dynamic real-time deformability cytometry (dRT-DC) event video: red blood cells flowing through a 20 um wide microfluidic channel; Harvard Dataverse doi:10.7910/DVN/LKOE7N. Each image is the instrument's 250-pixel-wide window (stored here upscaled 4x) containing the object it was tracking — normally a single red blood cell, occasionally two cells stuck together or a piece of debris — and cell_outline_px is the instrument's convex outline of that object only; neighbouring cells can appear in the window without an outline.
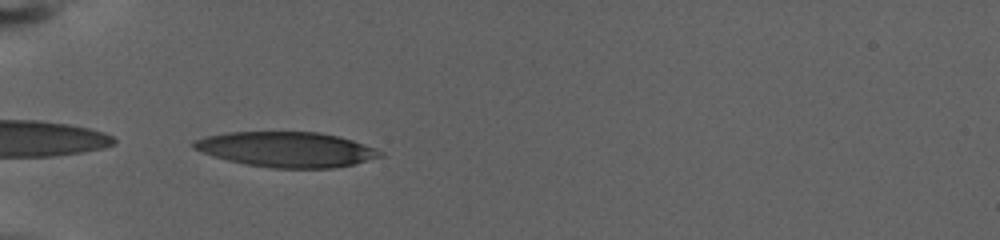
{"species": "human", "species_latin": "Homo sapiens", "temperature_condition": "warm", "stored_images_in_passage": 47, "camera_frame_rate_fps": 3000, "um_per_image_px": 0.085, "donor": {"sex": "female"}, "frame": {"image": 1, "passage_image": 1, "time_ms": 0.0, "image_size_px": [1000, 240], "cell_outline_px": [[384, 156], [356, 164], [332, 168], [272, 168], [248, 164], [228, 160], [212, 156], [192, 148], [192, 140], [208, 136], [228, 132], [320, 132], [352, 140], [376, 148], [384, 152]], "centroid_in_image_um": [24.38, 12.7], "position_along_channel_um": 60.6, "area_um2": 38.26}}
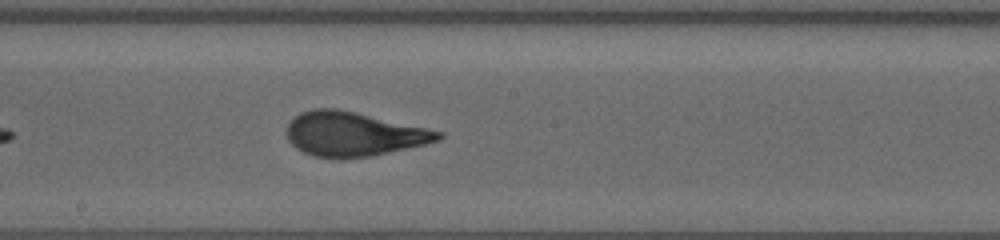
{"frame": {"image": 2, "passage_image": 19, "time_ms": 6.0, "image_size_px": [1000, 240], "cell_outline_px": [[444, 136], [440, 140], [424, 144], [372, 156], [312, 156], [296, 148], [288, 140], [288, 124], [300, 112], [312, 108], [336, 108], [444, 132]], "centroid_in_image_um": [30.05, 11.37], "position_along_channel_um": 218.2, "area_um2": 38.15}}
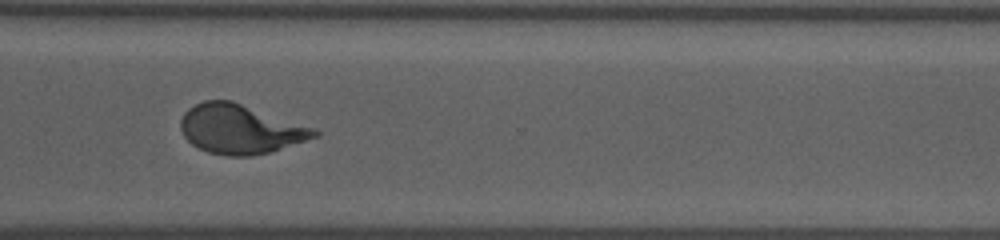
{"frame": {"image": 3, "passage_image": 33, "time_ms": 10.667, "image_size_px": [1000, 240], "cell_outline_px": [[320, 136], [268, 152], [252, 156], [228, 156], [208, 152], [192, 144], [184, 136], [180, 128], [180, 120], [184, 112], [188, 108], [204, 100], [232, 100], [316, 128], [320, 132]], "centroid_in_image_um": [20.43, 10.96], "position_along_channel_um": 350.2, "area_um2": 38.49}, "authors_computed_cell_mechanics": {"area_um2": 38.437, "velocity_mm_per_s": 2.8317, "shape_relaxation_time_tau1_ms": 7.8271, "shape_relaxation_time_tau2_ms": 1.0784, "deformation_change_tau1": 0.273, "deformation_change_tau2": 0.0889}}